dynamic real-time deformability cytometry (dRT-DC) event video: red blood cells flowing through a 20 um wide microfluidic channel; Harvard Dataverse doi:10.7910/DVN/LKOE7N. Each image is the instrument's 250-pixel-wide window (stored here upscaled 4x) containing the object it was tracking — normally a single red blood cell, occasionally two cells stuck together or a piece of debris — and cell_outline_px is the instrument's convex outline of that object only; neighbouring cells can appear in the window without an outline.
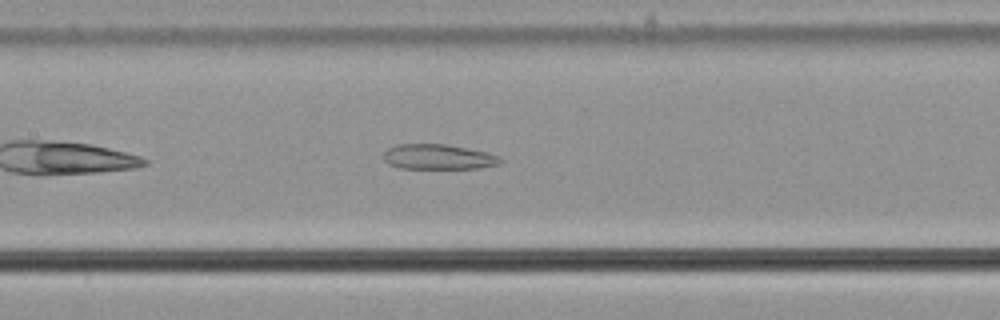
{"species": "common noctule bat (a hibernating species)", "species_latin": "Nyctalus noctula", "temperature_condition": "cold", "stored_images_in_passage": 41, "camera_frame_rate_fps": 3000, "um_per_image_px": 0.085, "animal": {"sex": "male", "body_mass_g": 21.5, "forearm_length_mm": 52.0}, "frame": {"image": 1, "passage_image": 12, "time_ms": 3.667, "image_size_px": [1000, 320], "cell_outline_px": [[504, 160], [500, 164], [480, 168], [400, 168], [388, 164], [384, 160], [384, 152], [388, 148], [396, 144], [444, 144], [484, 152], [500, 156]], "centroid_in_image_um": [37.24, 13.34], "position_along_channel_um": 170.2, "area_um2": 16.99}}
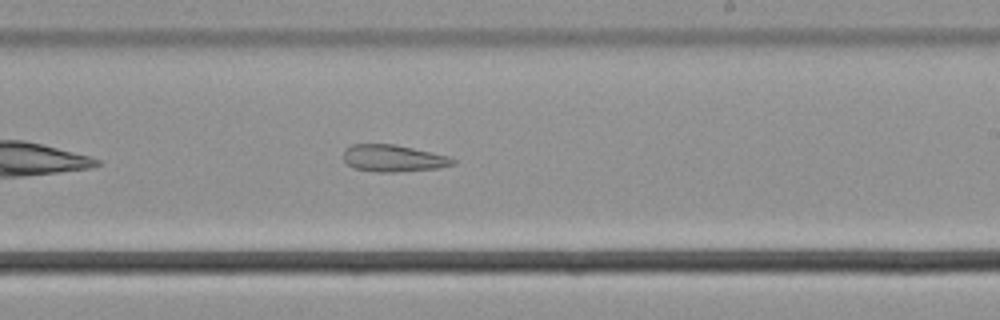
{"frame": {"image": 2, "passage_image": 19, "time_ms": 6.0, "image_size_px": [1000, 320], "cell_outline_px": [[456, 164], [436, 168], [392, 172], [376, 172], [352, 168], [344, 160], [344, 148], [352, 144], [396, 144], [448, 156], [456, 160]], "centroid_in_image_um": [33.4, 13.45], "position_along_channel_um": 255.6, "area_um2": 17.17}}
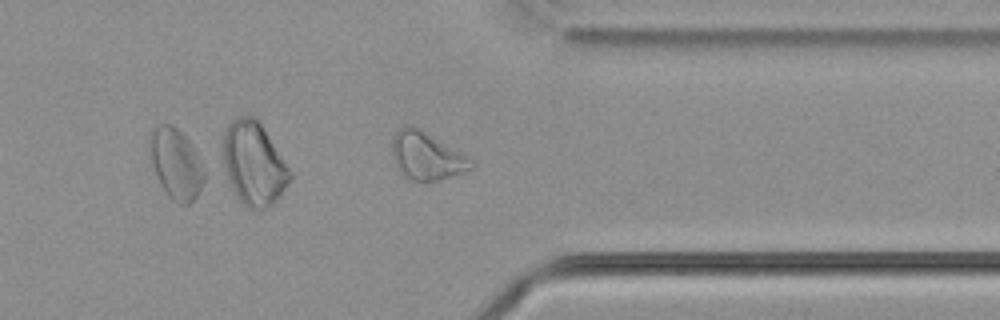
{"frame": {"image": 3, "passage_image": 29, "time_ms": 9.333, "image_size_px": [1000, 320], "cell_outline_px": [[476, 164], [472, 168], [464, 172], [452, 176], [436, 180], [412, 180], [400, 172], [396, 168], [392, 156], [392, 136], [404, 124], [408, 124], [424, 132], [472, 160]], "centroid_in_image_um": [36.2, 13.26], "position_along_channel_um": 375.2, "area_um2": 21.39}, "authors_computed_cell_mechanics": {"area_um2": 20.1144, "velocity_mm_per_s": 3.6765, "shape_relaxation_time_tau1_ms": null, "shape_relaxation_time_tau2_ms": 5.2206, "deformation_change_tau1": null, "deformation_change_tau2": 0.1506}}